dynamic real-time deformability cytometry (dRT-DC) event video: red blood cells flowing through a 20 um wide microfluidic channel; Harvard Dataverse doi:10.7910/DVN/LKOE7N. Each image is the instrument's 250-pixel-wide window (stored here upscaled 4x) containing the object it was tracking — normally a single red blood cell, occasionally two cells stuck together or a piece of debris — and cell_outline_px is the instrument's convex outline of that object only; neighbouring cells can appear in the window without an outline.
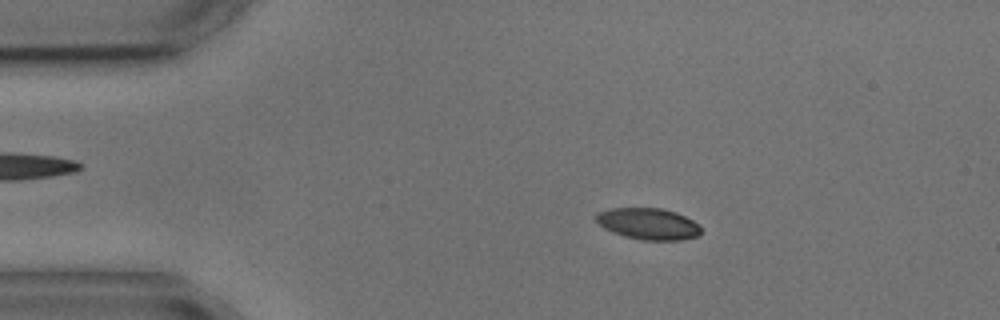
{"species": "common noctule bat (a hibernating species)", "species_latin": "Nyctalus noctula", "temperature_condition": "cold", "stored_images_in_passage": 4, "camera_frame_rate_fps": 3000, "um_per_image_px": 0.085, "animal": {"sex": "male", "body_mass_g": 17.9, "forearm_length_mm": 54.2}, "frame": {"image": 1, "passage_image": 3, "time_ms": 2.333, "image_size_px": [1000, 320], "cell_outline_px": [[700, 232], [696, 236], [680, 240], [644, 240], [624, 236], [604, 228], [596, 220], [596, 212], [612, 208], [660, 208], [676, 212], [692, 220], [700, 228]], "centroid_in_image_um": [55.07, 19.01], "position_along_channel_um": 29.9, "area_um2": 18.96}}